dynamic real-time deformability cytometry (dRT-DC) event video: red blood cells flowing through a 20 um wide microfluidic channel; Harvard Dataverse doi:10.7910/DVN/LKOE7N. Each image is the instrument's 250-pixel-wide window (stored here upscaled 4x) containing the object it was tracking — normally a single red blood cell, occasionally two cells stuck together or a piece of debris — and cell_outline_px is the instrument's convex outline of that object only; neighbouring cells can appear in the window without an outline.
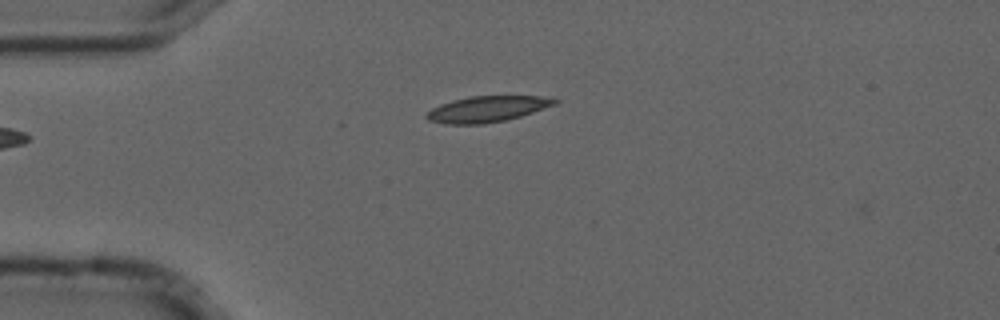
{"species": "common noctule bat (a hibernating species)", "species_latin": "Nyctalus noctula", "temperature_condition": "cold", "stored_images_in_passage": 4, "camera_frame_rate_fps": 3000, "um_per_image_px": 0.085, "animal": {"sex": "male", "forearm_length_mm": 52.5}, "frame": {"image": 1, "passage_image": 4, "time_ms": 1.0, "image_size_px": [1000, 320], "cell_outline_px": [[560, 100], [556, 104], [508, 120], [484, 124], [444, 124], [428, 120], [424, 116], [432, 108], [440, 104], [452, 100], [468, 96], [540, 96]], "centroid_in_image_um": [41.37, 9.27], "position_along_channel_um": 43.6, "area_um2": 19.42}}